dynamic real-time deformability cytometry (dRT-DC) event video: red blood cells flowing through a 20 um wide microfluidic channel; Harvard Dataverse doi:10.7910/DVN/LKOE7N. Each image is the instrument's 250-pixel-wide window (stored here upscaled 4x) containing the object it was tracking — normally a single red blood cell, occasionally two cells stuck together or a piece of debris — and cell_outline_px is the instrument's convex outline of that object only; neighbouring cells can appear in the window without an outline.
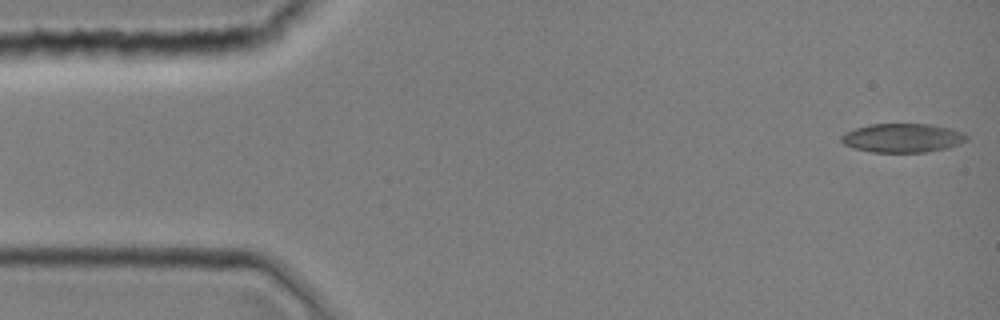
{"species": "common noctule bat (a hibernating species)", "species_latin": "Nyctalus noctula", "temperature_condition": "room temperature", "stored_images_in_passage": 43, "camera_frame_rate_fps": 3000, "um_per_image_px": 0.085, "animal": {"sex": "female", "body_mass_g": 19.0, "forearm_length_mm": 51.5}, "frame": {"image": 1, "passage_image": 1, "time_ms": 0.0, "image_size_px": [1000, 320], "cell_outline_px": [[968, 140], [948, 148], [924, 152], [872, 152], [856, 148], [844, 144], [840, 140], [840, 136], [844, 132], [856, 128], [872, 124], [928, 124], [948, 128], [964, 132], [968, 136]], "centroid_in_image_um": [76.72, 11.72], "position_along_channel_um": 8.3, "area_um2": 21.04}}
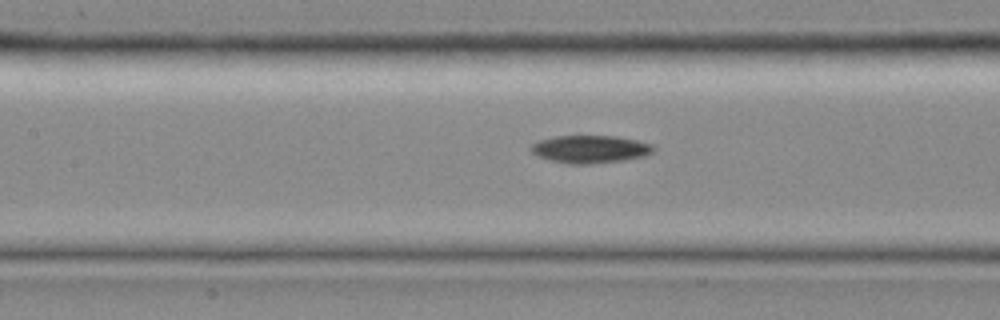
{"frame": {"image": 2, "passage_image": 19, "time_ms": 6.0, "image_size_px": [1000, 320], "cell_outline_px": [[656, 148], [652, 152], [644, 156], [624, 160], [592, 164], [568, 164], [548, 160], [536, 156], [528, 148], [536, 140], [552, 136], [616, 136], [636, 140], [652, 144]], "centroid_in_image_um": [50.1, 12.68], "position_along_channel_um": 157.3, "area_um2": 20.11}}
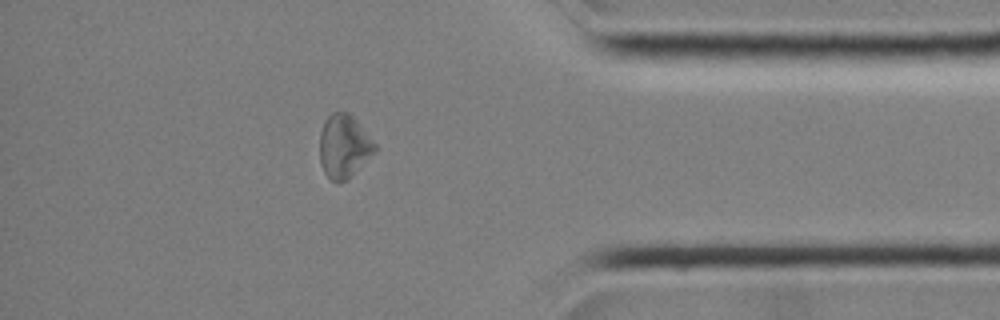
{"frame": {"image": 3, "passage_image": 37, "time_ms": 12.0, "image_size_px": [1000, 320], "cell_outline_px": [[376, 152], [340, 184], [336, 184], [324, 172], [320, 160], [320, 132], [324, 120], [332, 112], [348, 112], [356, 120], [376, 144]], "centroid_in_image_um": [29.22, 12.42], "position_along_channel_um": 406.0, "area_um2": 20.17}}